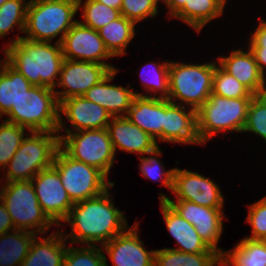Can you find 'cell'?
<instances>
[{"mask_svg": "<svg viewBox=\"0 0 266 266\" xmlns=\"http://www.w3.org/2000/svg\"><path fill=\"white\" fill-rule=\"evenodd\" d=\"M110 193L107 189L97 197L74 203L63 221L71 227L70 234L63 233L68 244L102 246L129 228L124 211L114 205Z\"/></svg>", "mask_w": 266, "mask_h": 266, "instance_id": "1", "label": "cell"}, {"mask_svg": "<svg viewBox=\"0 0 266 266\" xmlns=\"http://www.w3.org/2000/svg\"><path fill=\"white\" fill-rule=\"evenodd\" d=\"M16 37L6 43L7 62L33 86L55 90L64 61L62 45Z\"/></svg>", "mask_w": 266, "mask_h": 266, "instance_id": "2", "label": "cell"}, {"mask_svg": "<svg viewBox=\"0 0 266 266\" xmlns=\"http://www.w3.org/2000/svg\"><path fill=\"white\" fill-rule=\"evenodd\" d=\"M78 10L77 0H29L25 36L22 37L36 42H52L60 35L56 43L61 44L65 34L78 21L74 19Z\"/></svg>", "mask_w": 266, "mask_h": 266, "instance_id": "3", "label": "cell"}, {"mask_svg": "<svg viewBox=\"0 0 266 266\" xmlns=\"http://www.w3.org/2000/svg\"><path fill=\"white\" fill-rule=\"evenodd\" d=\"M216 65V61L202 64L170 61L168 100L197 111L212 93Z\"/></svg>", "mask_w": 266, "mask_h": 266, "instance_id": "4", "label": "cell"}, {"mask_svg": "<svg viewBox=\"0 0 266 266\" xmlns=\"http://www.w3.org/2000/svg\"><path fill=\"white\" fill-rule=\"evenodd\" d=\"M27 132L19 149L6 166V174L0 181H28L39 171L53 166L54 157L60 147L57 132ZM28 136V137H27Z\"/></svg>", "mask_w": 266, "mask_h": 266, "instance_id": "5", "label": "cell"}, {"mask_svg": "<svg viewBox=\"0 0 266 266\" xmlns=\"http://www.w3.org/2000/svg\"><path fill=\"white\" fill-rule=\"evenodd\" d=\"M4 120L31 131L57 132L59 103L53 89L32 86L12 105Z\"/></svg>", "mask_w": 266, "mask_h": 266, "instance_id": "6", "label": "cell"}, {"mask_svg": "<svg viewBox=\"0 0 266 266\" xmlns=\"http://www.w3.org/2000/svg\"><path fill=\"white\" fill-rule=\"evenodd\" d=\"M0 199L6 205L15 229L45 235L55 225L43 212L31 180L3 182Z\"/></svg>", "mask_w": 266, "mask_h": 266, "instance_id": "7", "label": "cell"}, {"mask_svg": "<svg viewBox=\"0 0 266 266\" xmlns=\"http://www.w3.org/2000/svg\"><path fill=\"white\" fill-rule=\"evenodd\" d=\"M252 98H226L211 93L197 110L198 130L206 144L220 132L241 133L246 123Z\"/></svg>", "mask_w": 266, "mask_h": 266, "instance_id": "8", "label": "cell"}, {"mask_svg": "<svg viewBox=\"0 0 266 266\" xmlns=\"http://www.w3.org/2000/svg\"><path fill=\"white\" fill-rule=\"evenodd\" d=\"M53 167L73 203L97 197L115 186L102 171L73 159L61 147L54 157Z\"/></svg>", "mask_w": 266, "mask_h": 266, "instance_id": "9", "label": "cell"}, {"mask_svg": "<svg viewBox=\"0 0 266 266\" xmlns=\"http://www.w3.org/2000/svg\"><path fill=\"white\" fill-rule=\"evenodd\" d=\"M59 137L60 147L70 157L109 176L116 153L107 128L66 132Z\"/></svg>", "mask_w": 266, "mask_h": 266, "instance_id": "10", "label": "cell"}, {"mask_svg": "<svg viewBox=\"0 0 266 266\" xmlns=\"http://www.w3.org/2000/svg\"><path fill=\"white\" fill-rule=\"evenodd\" d=\"M159 201H166L181 217L195 227L199 236L217 253L223 249L218 247V241L223 233V208H211L197 205L191 201L172 200L164 193H160Z\"/></svg>", "mask_w": 266, "mask_h": 266, "instance_id": "11", "label": "cell"}, {"mask_svg": "<svg viewBox=\"0 0 266 266\" xmlns=\"http://www.w3.org/2000/svg\"><path fill=\"white\" fill-rule=\"evenodd\" d=\"M38 202L55 226L62 224L67 218L74 203L61 182L58 171L52 166L39 171L32 179Z\"/></svg>", "mask_w": 266, "mask_h": 266, "instance_id": "12", "label": "cell"}, {"mask_svg": "<svg viewBox=\"0 0 266 266\" xmlns=\"http://www.w3.org/2000/svg\"><path fill=\"white\" fill-rule=\"evenodd\" d=\"M110 72L104 64L64 59L56 85L63 89L54 90L58 103L73 96H83Z\"/></svg>", "mask_w": 266, "mask_h": 266, "instance_id": "13", "label": "cell"}, {"mask_svg": "<svg viewBox=\"0 0 266 266\" xmlns=\"http://www.w3.org/2000/svg\"><path fill=\"white\" fill-rule=\"evenodd\" d=\"M171 192L175 200L191 201L211 208L224 206L220 186L210 178L190 170L175 168Z\"/></svg>", "mask_w": 266, "mask_h": 266, "instance_id": "14", "label": "cell"}, {"mask_svg": "<svg viewBox=\"0 0 266 266\" xmlns=\"http://www.w3.org/2000/svg\"><path fill=\"white\" fill-rule=\"evenodd\" d=\"M61 45L64 59L104 64L111 71L117 69L104 61L113 56L107 50L98 31L82 25L79 20L65 34Z\"/></svg>", "mask_w": 266, "mask_h": 266, "instance_id": "15", "label": "cell"}, {"mask_svg": "<svg viewBox=\"0 0 266 266\" xmlns=\"http://www.w3.org/2000/svg\"><path fill=\"white\" fill-rule=\"evenodd\" d=\"M70 122L66 128L62 115ZM111 114L102 106L87 100L84 96H73L59 103V124L57 133L107 128Z\"/></svg>", "mask_w": 266, "mask_h": 266, "instance_id": "16", "label": "cell"}, {"mask_svg": "<svg viewBox=\"0 0 266 266\" xmlns=\"http://www.w3.org/2000/svg\"><path fill=\"white\" fill-rule=\"evenodd\" d=\"M138 226V221L134 222L128 230L101 246L113 266H154L156 250L149 251L144 248V242L138 234ZM107 263L105 256V266H108Z\"/></svg>", "mask_w": 266, "mask_h": 266, "instance_id": "17", "label": "cell"}, {"mask_svg": "<svg viewBox=\"0 0 266 266\" xmlns=\"http://www.w3.org/2000/svg\"><path fill=\"white\" fill-rule=\"evenodd\" d=\"M164 141L205 145L199 135L197 111L164 99Z\"/></svg>", "mask_w": 266, "mask_h": 266, "instance_id": "18", "label": "cell"}, {"mask_svg": "<svg viewBox=\"0 0 266 266\" xmlns=\"http://www.w3.org/2000/svg\"><path fill=\"white\" fill-rule=\"evenodd\" d=\"M112 70L99 83L93 85L83 96L102 107H104L112 117L126 116L137 92L126 87L110 84L114 80L117 72Z\"/></svg>", "mask_w": 266, "mask_h": 266, "instance_id": "19", "label": "cell"}, {"mask_svg": "<svg viewBox=\"0 0 266 266\" xmlns=\"http://www.w3.org/2000/svg\"><path fill=\"white\" fill-rule=\"evenodd\" d=\"M107 130L115 153L120 150L144 156L159 145L153 137L130 122L126 116L112 117Z\"/></svg>", "mask_w": 266, "mask_h": 266, "instance_id": "20", "label": "cell"}, {"mask_svg": "<svg viewBox=\"0 0 266 266\" xmlns=\"http://www.w3.org/2000/svg\"><path fill=\"white\" fill-rule=\"evenodd\" d=\"M248 51V52H247ZM236 49L228 56H219L218 64L245 85L254 95L266 93V78L260 72L257 62L249 50Z\"/></svg>", "mask_w": 266, "mask_h": 266, "instance_id": "21", "label": "cell"}, {"mask_svg": "<svg viewBox=\"0 0 266 266\" xmlns=\"http://www.w3.org/2000/svg\"><path fill=\"white\" fill-rule=\"evenodd\" d=\"M160 206L166 228L179 246L171 249L190 254L217 253L199 236L195 227L181 217L166 201H160Z\"/></svg>", "mask_w": 266, "mask_h": 266, "instance_id": "22", "label": "cell"}, {"mask_svg": "<svg viewBox=\"0 0 266 266\" xmlns=\"http://www.w3.org/2000/svg\"><path fill=\"white\" fill-rule=\"evenodd\" d=\"M126 118L156 140L164 142V99L135 96Z\"/></svg>", "mask_w": 266, "mask_h": 266, "instance_id": "23", "label": "cell"}, {"mask_svg": "<svg viewBox=\"0 0 266 266\" xmlns=\"http://www.w3.org/2000/svg\"><path fill=\"white\" fill-rule=\"evenodd\" d=\"M63 232L51 233L47 238L36 236L31 244L29 253L21 263V266H63L64 256L67 250Z\"/></svg>", "mask_w": 266, "mask_h": 266, "instance_id": "24", "label": "cell"}, {"mask_svg": "<svg viewBox=\"0 0 266 266\" xmlns=\"http://www.w3.org/2000/svg\"><path fill=\"white\" fill-rule=\"evenodd\" d=\"M220 266H266V241L244 237L220 254Z\"/></svg>", "mask_w": 266, "mask_h": 266, "instance_id": "25", "label": "cell"}, {"mask_svg": "<svg viewBox=\"0 0 266 266\" xmlns=\"http://www.w3.org/2000/svg\"><path fill=\"white\" fill-rule=\"evenodd\" d=\"M38 234L14 229L0 235V266H21Z\"/></svg>", "mask_w": 266, "mask_h": 266, "instance_id": "26", "label": "cell"}, {"mask_svg": "<svg viewBox=\"0 0 266 266\" xmlns=\"http://www.w3.org/2000/svg\"><path fill=\"white\" fill-rule=\"evenodd\" d=\"M136 24L120 16L98 30L99 36L113 57L123 56L126 49L136 34Z\"/></svg>", "mask_w": 266, "mask_h": 266, "instance_id": "27", "label": "cell"}, {"mask_svg": "<svg viewBox=\"0 0 266 266\" xmlns=\"http://www.w3.org/2000/svg\"><path fill=\"white\" fill-rule=\"evenodd\" d=\"M223 13L224 8L216 0H188L173 18L181 20L199 33L204 26Z\"/></svg>", "mask_w": 266, "mask_h": 266, "instance_id": "28", "label": "cell"}, {"mask_svg": "<svg viewBox=\"0 0 266 266\" xmlns=\"http://www.w3.org/2000/svg\"><path fill=\"white\" fill-rule=\"evenodd\" d=\"M33 85L8 62L0 73V119Z\"/></svg>", "mask_w": 266, "mask_h": 266, "instance_id": "29", "label": "cell"}, {"mask_svg": "<svg viewBox=\"0 0 266 266\" xmlns=\"http://www.w3.org/2000/svg\"><path fill=\"white\" fill-rule=\"evenodd\" d=\"M169 64L170 60H164L162 63L148 62L143 66L141 84L147 94L137 93V96L169 99Z\"/></svg>", "mask_w": 266, "mask_h": 266, "instance_id": "30", "label": "cell"}, {"mask_svg": "<svg viewBox=\"0 0 266 266\" xmlns=\"http://www.w3.org/2000/svg\"><path fill=\"white\" fill-rule=\"evenodd\" d=\"M154 266H220V254H190L173 250L170 247L157 249Z\"/></svg>", "mask_w": 266, "mask_h": 266, "instance_id": "31", "label": "cell"}, {"mask_svg": "<svg viewBox=\"0 0 266 266\" xmlns=\"http://www.w3.org/2000/svg\"><path fill=\"white\" fill-rule=\"evenodd\" d=\"M77 2L78 9L83 10L81 17L84 19L79 22L96 31L121 16L120 10L108 7L96 0H77Z\"/></svg>", "mask_w": 266, "mask_h": 266, "instance_id": "32", "label": "cell"}, {"mask_svg": "<svg viewBox=\"0 0 266 266\" xmlns=\"http://www.w3.org/2000/svg\"><path fill=\"white\" fill-rule=\"evenodd\" d=\"M29 131L23 126L4 120L0 123V167L6 168L10 159L19 149L23 139L26 137L25 132Z\"/></svg>", "mask_w": 266, "mask_h": 266, "instance_id": "33", "label": "cell"}, {"mask_svg": "<svg viewBox=\"0 0 266 266\" xmlns=\"http://www.w3.org/2000/svg\"><path fill=\"white\" fill-rule=\"evenodd\" d=\"M29 1L8 0L0 7V37L3 38L17 26L24 33Z\"/></svg>", "mask_w": 266, "mask_h": 266, "instance_id": "34", "label": "cell"}, {"mask_svg": "<svg viewBox=\"0 0 266 266\" xmlns=\"http://www.w3.org/2000/svg\"><path fill=\"white\" fill-rule=\"evenodd\" d=\"M162 154L163 152L161 151L159 146H157L156 149L151 152H148L147 156H139V169L144 179L146 178L148 180L150 179L153 181L161 180V185L167 187L169 190L172 191L173 174L175 168H171L166 171L163 163H161V160H159Z\"/></svg>", "mask_w": 266, "mask_h": 266, "instance_id": "35", "label": "cell"}, {"mask_svg": "<svg viewBox=\"0 0 266 266\" xmlns=\"http://www.w3.org/2000/svg\"><path fill=\"white\" fill-rule=\"evenodd\" d=\"M212 93L226 98H252L254 94L218 63L213 76Z\"/></svg>", "mask_w": 266, "mask_h": 266, "instance_id": "36", "label": "cell"}, {"mask_svg": "<svg viewBox=\"0 0 266 266\" xmlns=\"http://www.w3.org/2000/svg\"><path fill=\"white\" fill-rule=\"evenodd\" d=\"M101 246H67L63 266H105V254Z\"/></svg>", "mask_w": 266, "mask_h": 266, "instance_id": "37", "label": "cell"}, {"mask_svg": "<svg viewBox=\"0 0 266 266\" xmlns=\"http://www.w3.org/2000/svg\"><path fill=\"white\" fill-rule=\"evenodd\" d=\"M244 132L259 135L266 142V93L252 97L242 133Z\"/></svg>", "mask_w": 266, "mask_h": 266, "instance_id": "38", "label": "cell"}, {"mask_svg": "<svg viewBox=\"0 0 266 266\" xmlns=\"http://www.w3.org/2000/svg\"><path fill=\"white\" fill-rule=\"evenodd\" d=\"M161 0H122L120 13L135 24L155 17L158 14V4Z\"/></svg>", "mask_w": 266, "mask_h": 266, "instance_id": "39", "label": "cell"}, {"mask_svg": "<svg viewBox=\"0 0 266 266\" xmlns=\"http://www.w3.org/2000/svg\"><path fill=\"white\" fill-rule=\"evenodd\" d=\"M246 222L251 226V240L266 241V195L249 205Z\"/></svg>", "mask_w": 266, "mask_h": 266, "instance_id": "40", "label": "cell"}, {"mask_svg": "<svg viewBox=\"0 0 266 266\" xmlns=\"http://www.w3.org/2000/svg\"><path fill=\"white\" fill-rule=\"evenodd\" d=\"M248 47H266V20L261 19L259 26L252 32Z\"/></svg>", "mask_w": 266, "mask_h": 266, "instance_id": "41", "label": "cell"}, {"mask_svg": "<svg viewBox=\"0 0 266 266\" xmlns=\"http://www.w3.org/2000/svg\"><path fill=\"white\" fill-rule=\"evenodd\" d=\"M1 183V182H0ZM15 227L12 223L11 217L7 211L6 205L0 199V235L8 231L14 230Z\"/></svg>", "mask_w": 266, "mask_h": 266, "instance_id": "42", "label": "cell"}, {"mask_svg": "<svg viewBox=\"0 0 266 266\" xmlns=\"http://www.w3.org/2000/svg\"><path fill=\"white\" fill-rule=\"evenodd\" d=\"M249 50L252 52L257 65L260 69V72L262 75L265 76V69H266V47H248Z\"/></svg>", "mask_w": 266, "mask_h": 266, "instance_id": "43", "label": "cell"}, {"mask_svg": "<svg viewBox=\"0 0 266 266\" xmlns=\"http://www.w3.org/2000/svg\"><path fill=\"white\" fill-rule=\"evenodd\" d=\"M168 8V15L174 17L185 5L188 0H161Z\"/></svg>", "mask_w": 266, "mask_h": 266, "instance_id": "44", "label": "cell"}, {"mask_svg": "<svg viewBox=\"0 0 266 266\" xmlns=\"http://www.w3.org/2000/svg\"><path fill=\"white\" fill-rule=\"evenodd\" d=\"M96 1L117 10H120L122 5V0H96Z\"/></svg>", "mask_w": 266, "mask_h": 266, "instance_id": "45", "label": "cell"}, {"mask_svg": "<svg viewBox=\"0 0 266 266\" xmlns=\"http://www.w3.org/2000/svg\"><path fill=\"white\" fill-rule=\"evenodd\" d=\"M3 48H4L3 53H4L5 58L3 59V62H1V59H0V73L2 72L4 65L7 63V51H6V47L4 46ZM0 52H1V50H0Z\"/></svg>", "mask_w": 266, "mask_h": 266, "instance_id": "46", "label": "cell"}, {"mask_svg": "<svg viewBox=\"0 0 266 266\" xmlns=\"http://www.w3.org/2000/svg\"><path fill=\"white\" fill-rule=\"evenodd\" d=\"M223 8H225L226 4L228 3L227 0H216Z\"/></svg>", "mask_w": 266, "mask_h": 266, "instance_id": "47", "label": "cell"}, {"mask_svg": "<svg viewBox=\"0 0 266 266\" xmlns=\"http://www.w3.org/2000/svg\"><path fill=\"white\" fill-rule=\"evenodd\" d=\"M8 0H0V7Z\"/></svg>", "mask_w": 266, "mask_h": 266, "instance_id": "48", "label": "cell"}]
</instances>
